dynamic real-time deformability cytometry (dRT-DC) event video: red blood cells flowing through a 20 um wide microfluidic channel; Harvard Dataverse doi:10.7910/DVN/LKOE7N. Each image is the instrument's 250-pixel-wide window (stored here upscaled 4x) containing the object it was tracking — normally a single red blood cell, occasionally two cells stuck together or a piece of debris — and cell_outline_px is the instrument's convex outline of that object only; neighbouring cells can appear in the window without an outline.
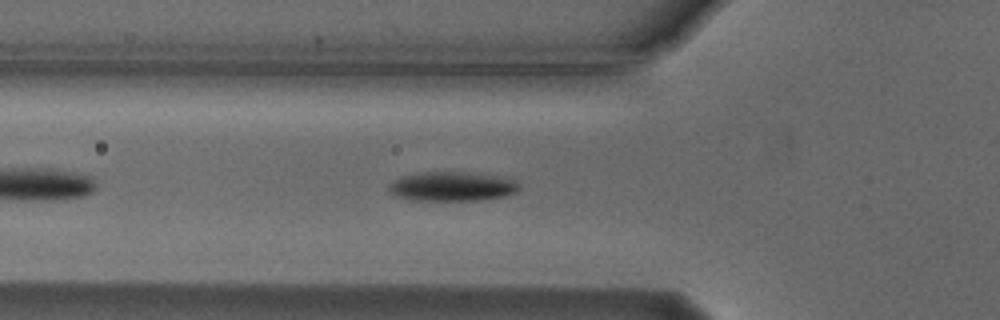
{"species": "Egyptian fruit bat (a non-hibernating species)", "species_latin": "Rousettus aegyptiacus", "temperature_condition": "cold", "stored_images_in_passage": 38, "camera_frame_rate_fps": 3000, "um_per_image_px": 0.085, "animal": {"sex": "male"}, "frame": {"image": 1, "passage_image": 7, "time_ms": 2.0, "image_size_px": [1000, 320], "cell_outline_px": [[520, 188], [516, 192], [504, 196], [480, 200], [412, 200], [396, 196], [388, 192], [388, 184], [400, 176], [420, 172], [468, 172], [492, 176], [512, 180]], "centroid_in_image_um": [38.32, 15.85], "position_along_channel_um": 87.5, "area_um2": 22.08}}
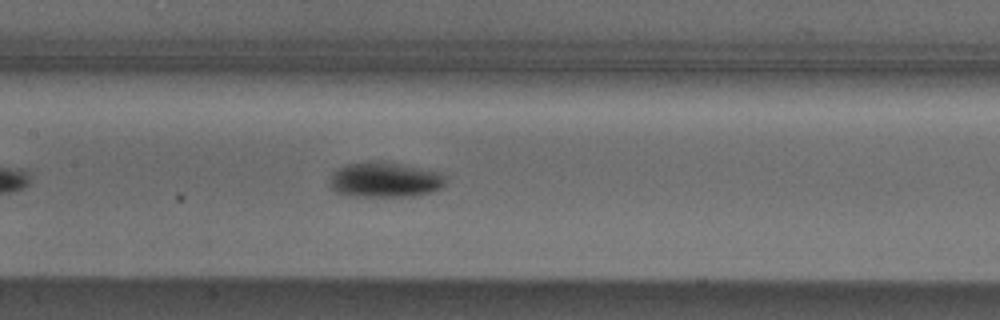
{"frame": {"image": 2, "passage_image": 14, "time_ms": 4.333, "image_size_px": [1000, 320], "cell_outline_px": [[444, 188], [432, 192], [412, 196], [356, 196], [336, 192], [328, 184], [332, 172], [336, 168], [344, 164], [368, 160], [388, 160], [440, 172], [444, 176]], "centroid_in_image_um": [32.69, 15.24], "position_along_channel_um": 174.7, "area_um2": 24.45}}
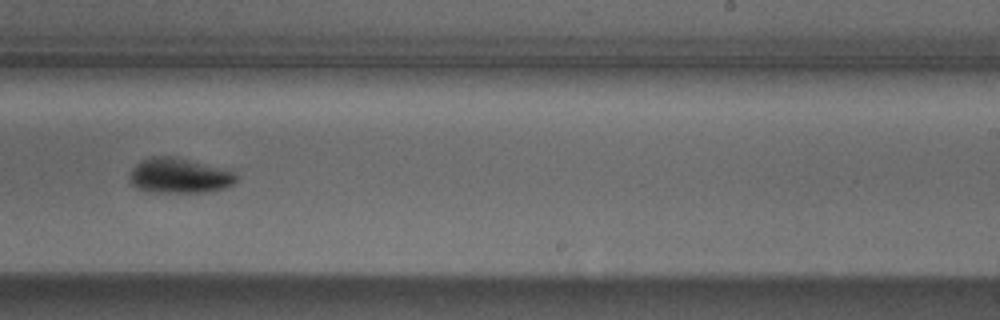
{"frame": {"image": 3, "passage_image": 22, "time_ms": 7.0, "image_size_px": [1000, 320], "cell_outline_px": [[236, 180], [232, 184], [224, 188], [204, 192], [148, 192], [136, 188], [128, 180], [132, 168], [140, 160], [152, 156], [172, 156], [236, 172]], "centroid_in_image_um": [15.17, 14.94], "position_along_channel_um": 273.8, "area_um2": 21.68}}